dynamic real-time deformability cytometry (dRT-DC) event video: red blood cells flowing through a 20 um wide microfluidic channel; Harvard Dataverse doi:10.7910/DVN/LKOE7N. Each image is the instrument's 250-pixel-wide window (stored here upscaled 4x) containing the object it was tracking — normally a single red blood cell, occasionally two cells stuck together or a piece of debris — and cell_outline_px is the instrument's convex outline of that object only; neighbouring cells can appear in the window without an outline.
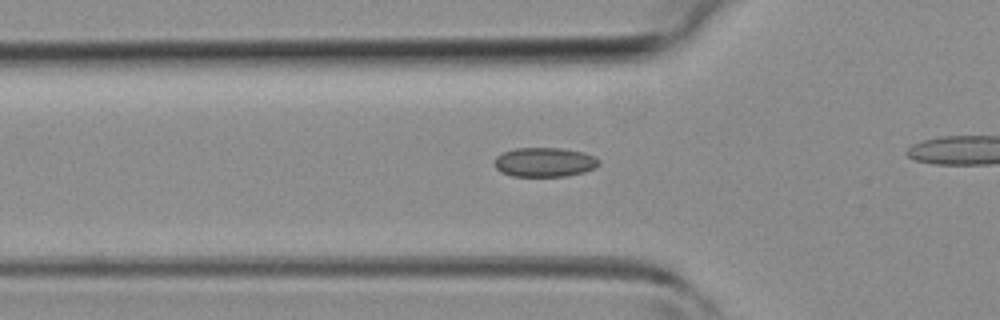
{"species": "common noctule bat (a hibernating species)", "species_latin": "Nyctalus noctula", "temperature_condition": "room temperature", "stored_images_in_passage": 27, "camera_frame_rate_fps": 3000, "um_per_image_px": 0.085, "animal": {"sex": "female", "body_mass_g": 19.3, "forearm_length_mm": 54.1}, "frame": {"image": 1, "passage_image": 7, "time_ms": 2.0, "image_size_px": [1000, 320], "cell_outline_px": [[600, 164], [596, 168], [584, 172], [568, 176], [512, 176], [500, 172], [496, 168], [496, 156], [504, 152], [516, 148], [560, 148], [584, 152], [600, 160]], "centroid_in_image_um": [46.32, 13.79], "position_along_channel_um": 79.5, "area_um2": 17.86}}
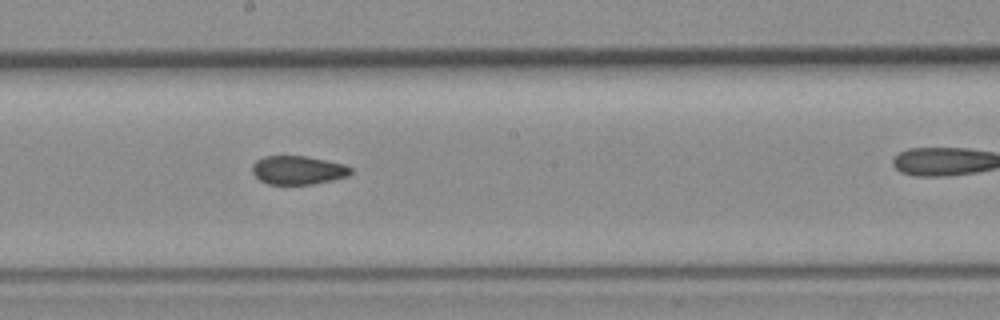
{"frame": {"image": 2, "passage_image": 16, "time_ms": 5.0, "image_size_px": [1000, 320], "cell_outline_px": [[352, 172], [348, 176], [332, 180], [312, 184], [268, 184], [260, 180], [252, 172], [252, 164], [256, 160], [264, 156], [304, 156], [344, 164], [352, 168]], "centroid_in_image_um": [25.32, 14.46], "position_along_channel_um": 222.9, "area_um2": 16.36}}
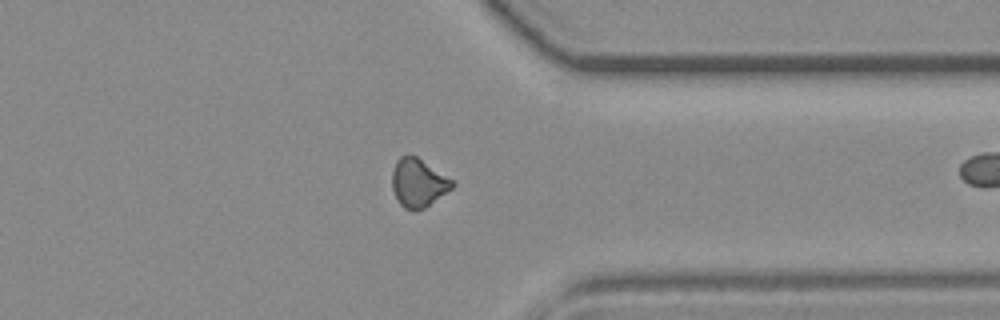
{"frame": {"image": 3, "passage_image": 26, "time_ms": 8.333, "image_size_px": [1000, 320], "cell_outline_px": [[456, 184], [452, 188], [424, 208], [404, 208], [400, 204], [392, 188], [392, 172], [396, 160], [400, 156], [408, 152], [416, 156], [456, 180]], "centroid_in_image_um": [35.57, 15.47], "position_along_channel_um": 375.8, "area_um2": 17.05}}